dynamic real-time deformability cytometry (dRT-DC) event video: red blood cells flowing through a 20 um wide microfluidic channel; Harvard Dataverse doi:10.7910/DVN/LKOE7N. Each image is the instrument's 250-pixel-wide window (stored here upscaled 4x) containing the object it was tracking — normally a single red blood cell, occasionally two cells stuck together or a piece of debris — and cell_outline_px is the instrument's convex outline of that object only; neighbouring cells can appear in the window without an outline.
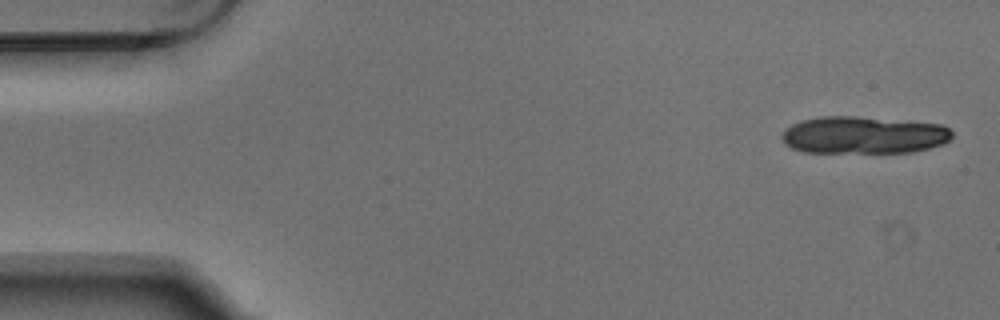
{"species": "Egyptian fruit bat (a non-hibernating species)", "species_latin": "Rousettus aegyptiacus", "temperature_condition": "warm", "stored_images_in_passage": 8, "camera_frame_rate_fps": 3000, "um_per_image_px": 0.085, "animal": {"sex": "male"}, "frame": {"image": 1, "passage_image": 1, "time_ms": 0.0, "image_size_px": [1000, 320], "cell_outline_px": [[952, 136], [944, 144], [912, 152], [804, 152], [792, 148], [784, 144], [780, 136], [784, 128], [800, 120], [820, 116], [856, 116], [944, 124], [952, 132]], "centroid_in_image_um": [73.37, 11.47], "position_along_channel_um": 11.6, "area_um2": 37.34}}
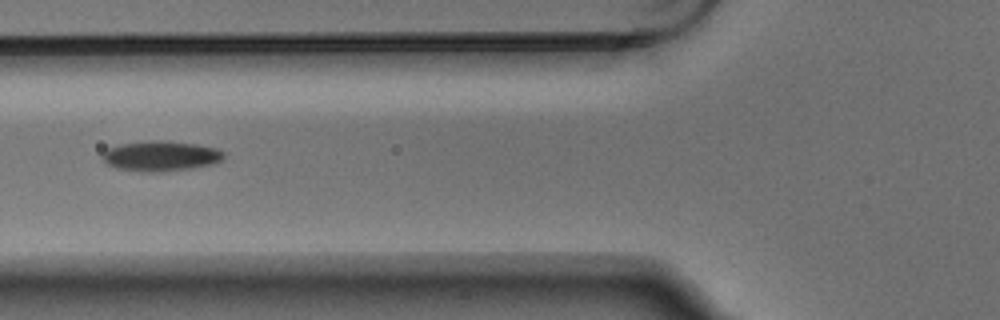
{"frame": {"image": 2, "passage_image": 6, "time_ms": 1.667, "image_size_px": [1000, 320], "cell_outline_px": [[224, 156], [216, 164], [192, 168], [160, 172], [148, 172], [116, 168], [108, 164], [100, 156], [108, 148], [120, 144], [152, 140], [160, 140], [196, 144], [216, 148], [224, 152]], "centroid_in_image_um": [13.67, 13.26], "position_along_channel_um": 112.1, "area_um2": 21.33}}
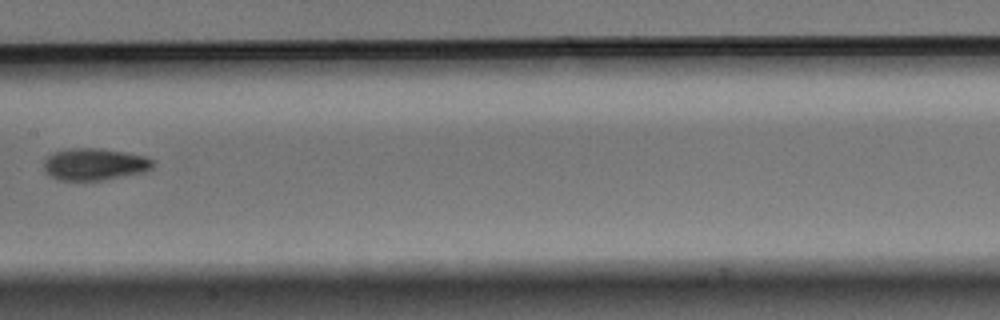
{"frame": {"image": 3, "passage_image": 8, "time_ms": 2.333, "image_size_px": [1000, 320], "cell_outline_px": [[156, 164], [152, 168], [144, 172], [100, 180], [60, 180], [52, 176], [44, 168], [44, 160], [48, 156], [56, 152], [68, 148], [96, 148], [124, 152], [144, 156], [152, 160]], "centroid_in_image_um": [8.06, 13.95], "position_along_channel_um": 199.3, "area_um2": 20.0}}